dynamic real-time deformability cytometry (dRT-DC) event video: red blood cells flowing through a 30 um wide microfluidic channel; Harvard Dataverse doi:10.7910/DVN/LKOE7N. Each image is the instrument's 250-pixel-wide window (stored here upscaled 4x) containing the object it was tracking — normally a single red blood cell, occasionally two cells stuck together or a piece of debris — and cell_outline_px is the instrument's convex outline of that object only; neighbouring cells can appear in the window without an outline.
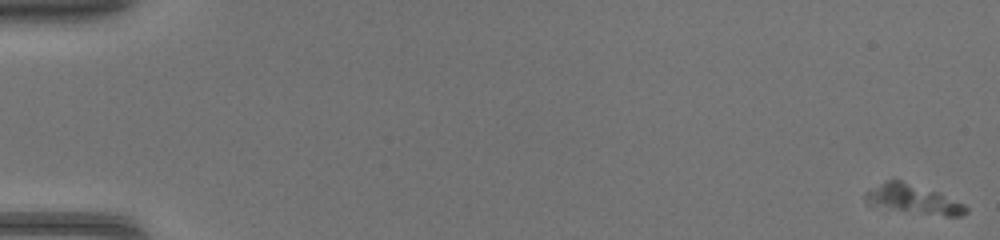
{"species": "common noctule bat (a hibernating species)", "species_latin": "Nyctalus noctula", "temperature_condition": "warm", "stored_images_in_passage": 6, "camera_frame_rate_fps": 3000, "um_per_image_px": 0.085, "animal": {"sex": "female", "body_mass_g": 17.0, "forearm_length_mm": 48.0}, "frame": {"image": 1, "passage_image": 1, "time_ms": 0.0, "image_size_px": [1000, 240], "cell_outline_px": [[968, 212], [960, 216], [944, 216], [868, 204], [864, 196], [864, 192], [888, 180], [900, 180], [936, 192], [964, 204], [968, 208]], "centroid_in_image_um": [77.64, 16.93], "position_along_channel_um": 7.4, "area_um2": 16.18}}